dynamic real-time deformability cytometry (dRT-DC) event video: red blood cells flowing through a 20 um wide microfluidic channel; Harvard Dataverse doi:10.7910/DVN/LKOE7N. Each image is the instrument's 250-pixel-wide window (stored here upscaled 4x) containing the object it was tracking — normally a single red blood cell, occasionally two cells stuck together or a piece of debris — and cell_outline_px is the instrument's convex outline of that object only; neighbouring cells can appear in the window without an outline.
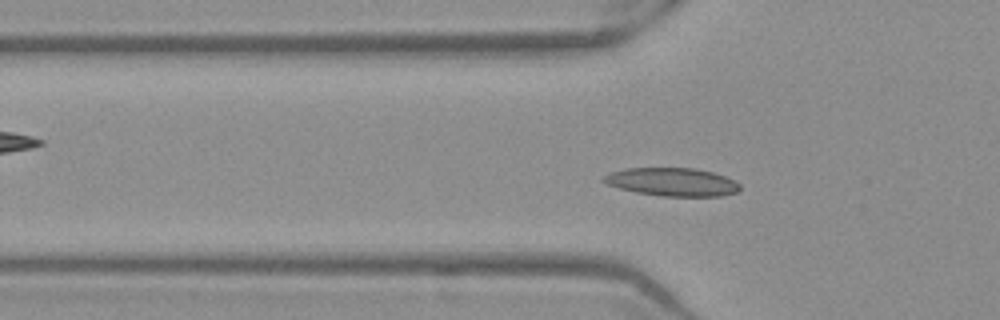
{"species": "Egyptian fruit bat (a non-hibernating species)", "species_latin": "Rousettus aegyptiacus", "temperature_condition": "warm", "stored_images_in_passage": 50, "camera_frame_rate_fps": 3000, "um_per_image_px": 0.085, "frame": {"image": 1, "passage_image": 14, "time_ms": 4.333, "image_size_px": [1000, 320], "cell_outline_px": [[740, 192], [724, 196], [660, 196], [636, 192], [620, 188], [608, 184], [600, 180], [604, 176], [612, 172], [624, 168], [692, 168], [712, 172], [736, 180], [740, 184]], "centroid_in_image_um": [57.18, 15.47], "position_along_channel_um": 68.6, "area_um2": 22.48}}
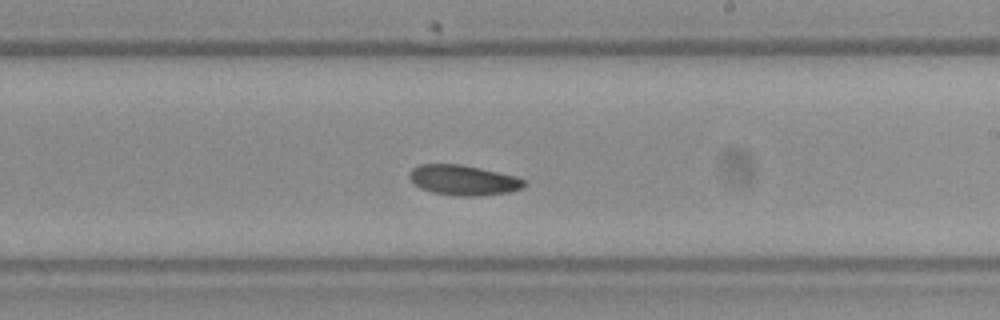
{"frame": {"image": 2, "passage_image": 28, "time_ms": 9.0, "image_size_px": [1000, 320], "cell_outline_px": [[524, 188], [508, 192], [480, 196], [456, 196], [432, 192], [420, 188], [408, 176], [408, 172], [412, 168], [420, 164], [460, 164], [480, 168], [516, 176], [524, 180]], "centroid_in_image_um": [39.37, 15.31], "position_along_channel_um": 249.6, "area_um2": 20.17}}
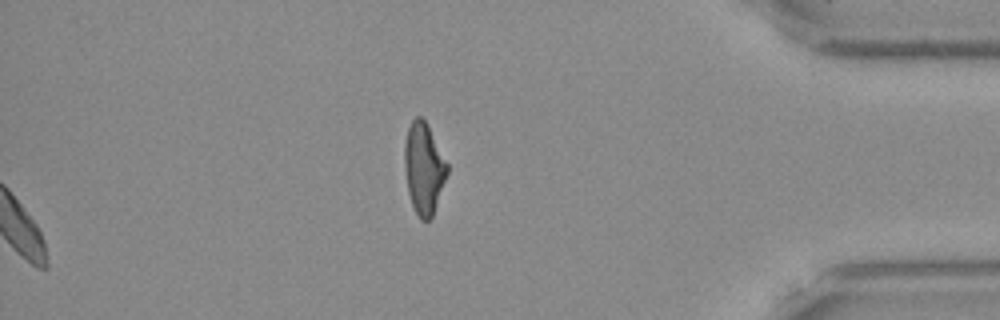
{"frame": {"image": 3, "passage_image": 50, "time_ms": 16.333, "image_size_px": [1000, 320], "cell_outline_px": [[448, 172], [432, 216], [428, 220], [420, 220], [412, 204], [408, 192], [404, 168], [404, 144], [408, 128], [412, 120], [416, 116], [420, 116], [428, 124], [448, 164]], "centroid_in_image_um": [36.01, 14.28], "position_along_channel_um": 399.2, "area_um2": 22.6}}